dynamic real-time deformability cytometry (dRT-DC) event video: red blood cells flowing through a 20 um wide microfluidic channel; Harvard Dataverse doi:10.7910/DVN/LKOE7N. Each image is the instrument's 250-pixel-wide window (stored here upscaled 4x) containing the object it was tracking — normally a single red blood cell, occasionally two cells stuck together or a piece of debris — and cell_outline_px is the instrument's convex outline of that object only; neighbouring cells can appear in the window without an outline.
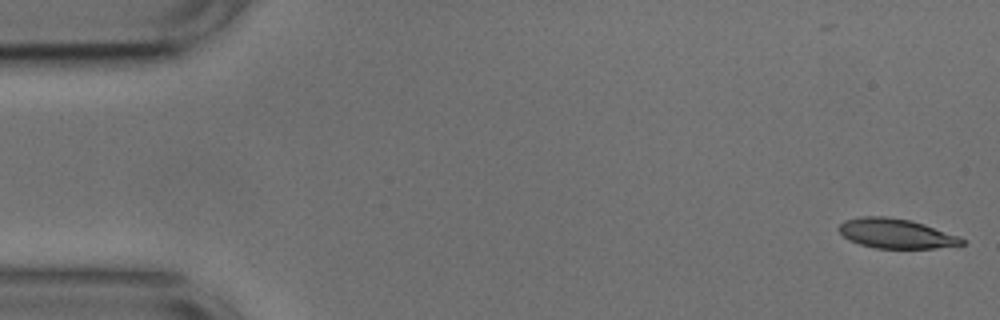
{"species": "common noctule bat (a hibernating species)", "species_latin": "Nyctalus noctula", "temperature_condition": "cold", "stored_images_in_passage": 52, "camera_frame_rate_fps": 3000, "um_per_image_px": 0.085, "animal": {"sex": "male", "body_mass_g": 17.9, "forearm_length_mm": 54.2}, "frame": {"image": 1, "passage_image": 1, "time_ms": 0.0, "image_size_px": [1000, 320], "cell_outline_px": [[964, 244], [936, 248], [876, 248], [860, 244], [848, 240], [836, 228], [844, 220], [860, 216], [884, 216], [908, 220], [924, 224], [960, 236], [964, 240]], "centroid_in_image_um": [76.13, 19.84], "position_along_channel_um": 8.9, "area_um2": 21.21}}
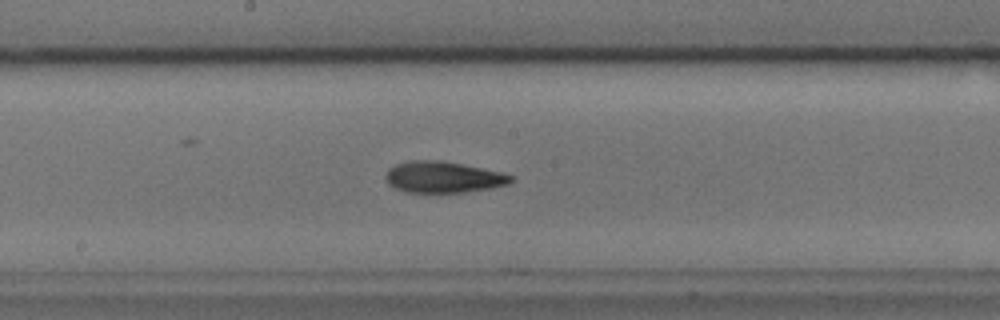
{"frame": {"image": 2, "passage_image": 27, "time_ms": 8.667, "image_size_px": [1000, 320], "cell_outline_px": [[516, 180], [508, 184], [492, 188], [464, 192], [408, 192], [396, 188], [388, 184], [384, 176], [388, 168], [396, 164], [408, 160], [440, 160], [500, 172], [516, 176]], "centroid_in_image_um": [37.68, 15.05], "position_along_channel_um": 210.5, "area_um2": 22.89}}
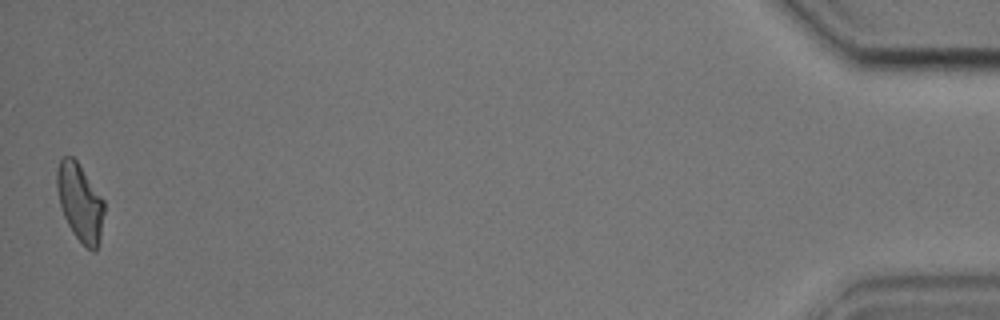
{"frame": {"image": 3, "passage_image": 52, "time_ms": 17.0, "image_size_px": [1000, 320], "cell_outline_px": [[104, 212], [100, 240], [96, 252], [92, 252], [72, 232], [64, 216], [60, 204], [56, 188], [56, 168], [60, 160], [64, 156], [72, 156], [76, 160], [104, 200]], "centroid_in_image_um": [6.8, 17.2], "position_along_channel_um": 428.4, "area_um2": 21.27}, "authors_computed_cell_mechanics": {"area_um2": 22.253, "velocity_mm_per_s": 3.7466, "shape_relaxation_time_tau1_ms": 2.2228, "shape_relaxation_time_tau2_ms": 3.0968, "deformation_change_tau1": 0.1374, "deformation_change_tau2": 0.115}}